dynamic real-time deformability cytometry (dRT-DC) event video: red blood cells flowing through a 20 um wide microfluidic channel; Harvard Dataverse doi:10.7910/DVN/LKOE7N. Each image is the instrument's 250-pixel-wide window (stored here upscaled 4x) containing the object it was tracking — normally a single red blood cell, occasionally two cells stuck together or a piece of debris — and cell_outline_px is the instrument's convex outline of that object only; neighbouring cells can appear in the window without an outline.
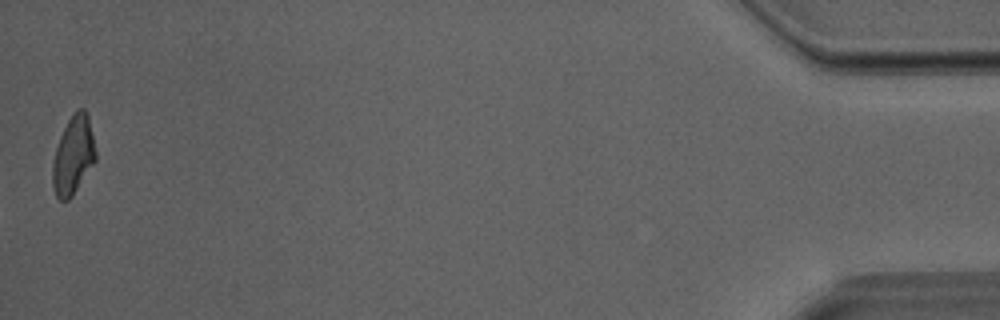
{"species": "Egyptian fruit bat (a non-hibernating species)", "species_latin": "Rousettus aegyptiacus", "temperature_condition": "room temperature", "stored_images_in_passage": 39, "camera_frame_rate_fps": 3000, "um_per_image_px": 0.085, "animal": {"sex": "male"}, "frame": {"image": 1, "passage_image": 39, "time_ms": 12.667, "image_size_px": [1000, 320], "cell_outline_px": [[96, 160], [72, 196], [68, 200], [60, 200], [56, 196], [52, 184], [52, 164], [56, 148], [60, 136], [68, 120], [80, 108], [84, 108], [88, 116], [96, 152]], "centroid_in_image_um": [6.22, 13.23], "position_along_channel_um": 429.0, "area_um2": 19.36}}